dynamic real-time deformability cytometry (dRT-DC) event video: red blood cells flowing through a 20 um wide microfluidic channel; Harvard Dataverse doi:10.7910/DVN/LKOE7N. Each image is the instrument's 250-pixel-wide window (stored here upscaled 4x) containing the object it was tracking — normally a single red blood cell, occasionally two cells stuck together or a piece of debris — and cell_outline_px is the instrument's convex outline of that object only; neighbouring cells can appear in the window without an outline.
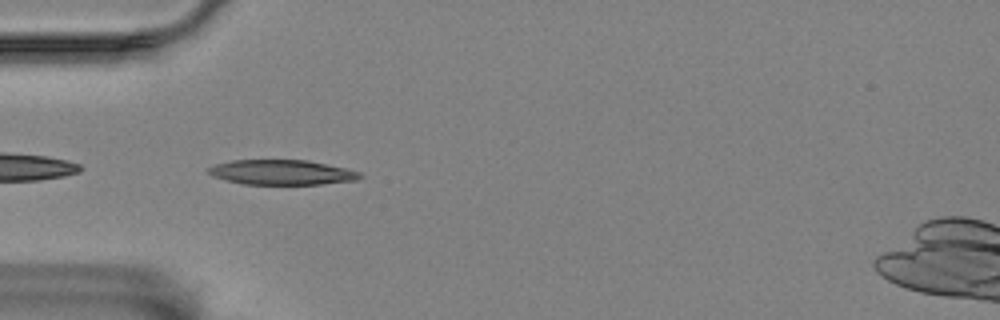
{"species": "Egyptian fruit bat (a non-hibernating species)", "species_latin": "Rousettus aegyptiacus", "temperature_condition": "room temperature", "stored_images_in_passage": 42, "camera_frame_rate_fps": 3000, "um_per_image_px": 0.085, "animal": {"sex": "female"}, "frame": {"image": 1, "passage_image": 2, "time_ms": 0.333, "image_size_px": [1000, 320], "cell_outline_px": [[364, 176], [356, 180], [320, 184], [244, 184], [212, 176], [208, 172], [208, 168], [216, 164], [232, 160], [308, 160], [344, 168], [360, 172]], "centroid_in_image_um": [23.96, 14.64], "position_along_channel_um": 61.0, "area_um2": 21.79}}
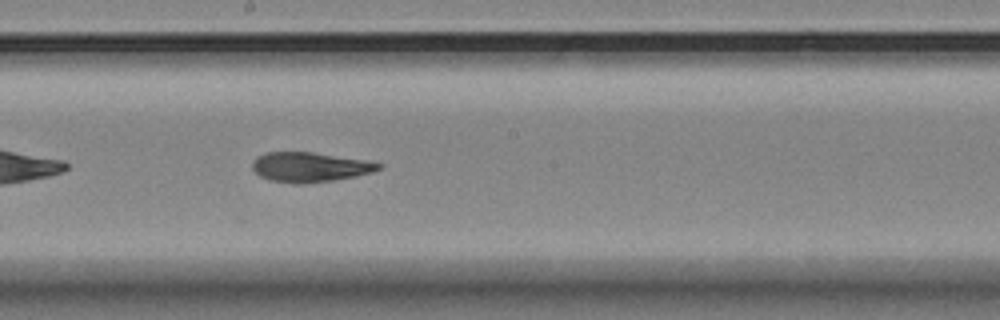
{"frame": {"image": 2, "passage_image": 16, "time_ms": 5.0, "image_size_px": [1000, 320], "cell_outline_px": [[384, 164], [380, 168], [372, 172], [356, 176], [332, 180], [304, 184], [292, 184], [272, 180], [260, 176], [252, 168], [252, 160], [256, 156], [268, 152], [312, 152], [372, 160]], "centroid_in_image_um": [26.37, 14.19], "position_along_channel_um": 221.8, "area_um2": 22.14}}
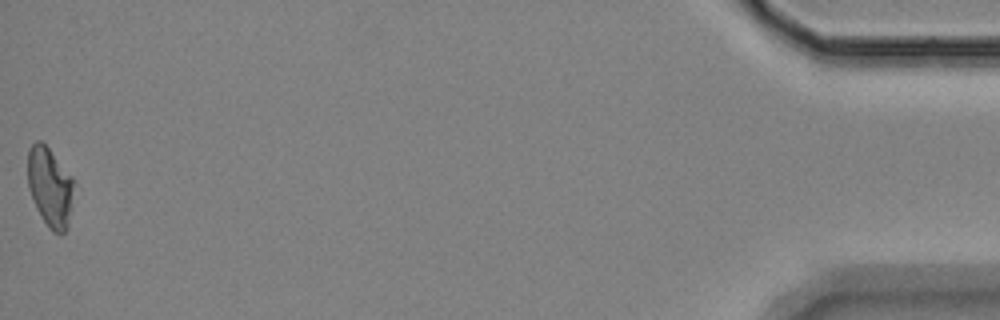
{"frame": {"image": 3, "passage_image": 42, "time_ms": 13.667, "image_size_px": [1000, 320], "cell_outline_px": [[76, 184], [68, 228], [64, 232], [52, 232], [48, 228], [36, 208], [28, 184], [28, 148], [36, 140], [40, 140], [48, 148], [76, 180]], "centroid_in_image_um": [4.29, 15.9], "position_along_channel_um": 430.9, "area_um2": 21.68}, "authors_computed_cell_mechanics": {"area_um2": 22.0507, "velocity_mm_per_s": 3.4757, "shape_relaxation_time_tau1_ms": null, "shape_relaxation_time_tau2_ms": 3.0249, "deformation_change_tau1": null, "deformation_change_tau2": 0.1048}}